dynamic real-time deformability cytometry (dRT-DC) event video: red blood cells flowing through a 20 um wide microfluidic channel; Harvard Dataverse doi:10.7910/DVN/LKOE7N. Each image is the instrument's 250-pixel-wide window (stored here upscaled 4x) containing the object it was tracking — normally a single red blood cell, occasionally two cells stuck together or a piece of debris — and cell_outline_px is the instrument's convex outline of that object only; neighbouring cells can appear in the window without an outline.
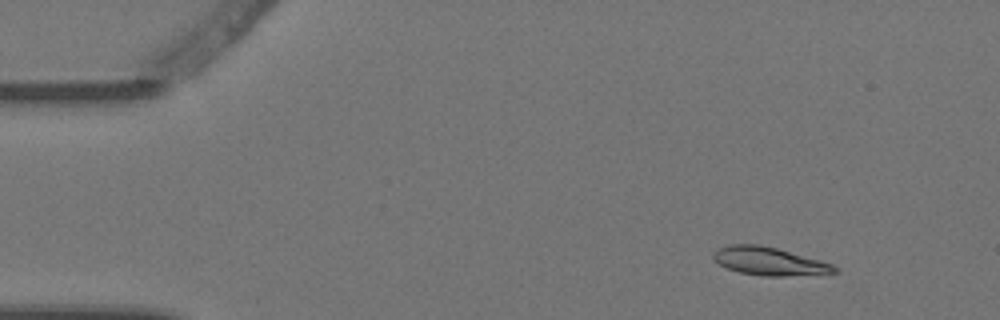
{"species": "Egyptian fruit bat (a non-hibernating species)", "species_latin": "Rousettus aegyptiacus", "temperature_condition": "warm", "stored_images_in_passage": 7, "camera_frame_rate_fps": 3000, "um_per_image_px": 0.085, "animal": {"sex": "female"}, "frame": {"image": 1, "passage_image": 2, "time_ms": 0.333, "image_size_px": [1000, 320], "cell_outline_px": [[840, 272], [784, 276], [764, 276], [740, 272], [728, 268], [712, 260], [712, 252], [716, 248], [728, 244], [760, 244], [776, 248], [820, 260], [832, 264], [840, 268]], "centroid_in_image_um": [65.35, 22.19], "position_along_channel_um": 19.6, "area_um2": 19.94}}
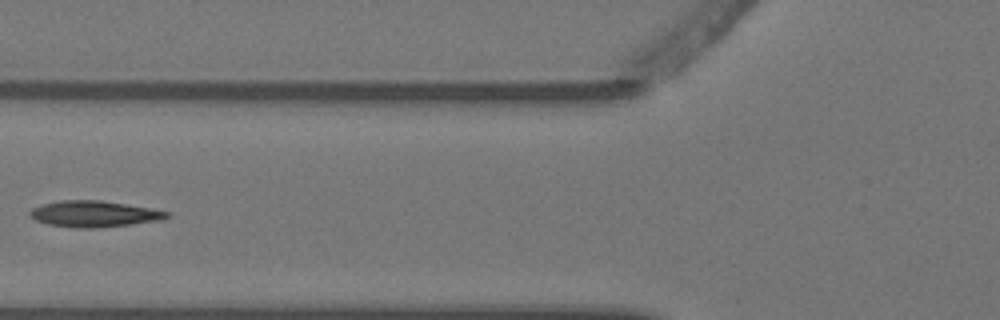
{"frame": {"image": 2, "passage_image": 6, "time_ms": 1.667, "image_size_px": [1000, 320], "cell_outline_px": [[172, 216], [160, 220], [96, 228], [76, 228], [48, 224], [36, 220], [28, 212], [32, 208], [44, 204], [64, 200], [100, 200], [152, 208], [172, 212]], "centroid_in_image_um": [8.05, 18.18], "position_along_channel_um": 117.7, "area_um2": 20.75}}
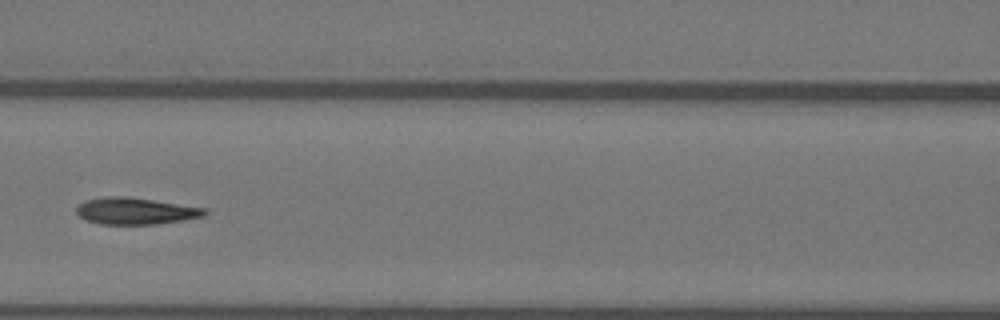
{"frame": {"image": 3, "passage_image": 7, "time_ms": 2.0, "image_size_px": [1000, 320], "cell_outline_px": [[208, 212], [204, 216], [160, 224], [100, 224], [84, 220], [76, 212], [76, 204], [84, 200], [108, 196], [124, 196], [208, 208]], "centroid_in_image_um": [11.49, 17.94], "position_along_channel_um": 155.1, "area_um2": 20.11}}